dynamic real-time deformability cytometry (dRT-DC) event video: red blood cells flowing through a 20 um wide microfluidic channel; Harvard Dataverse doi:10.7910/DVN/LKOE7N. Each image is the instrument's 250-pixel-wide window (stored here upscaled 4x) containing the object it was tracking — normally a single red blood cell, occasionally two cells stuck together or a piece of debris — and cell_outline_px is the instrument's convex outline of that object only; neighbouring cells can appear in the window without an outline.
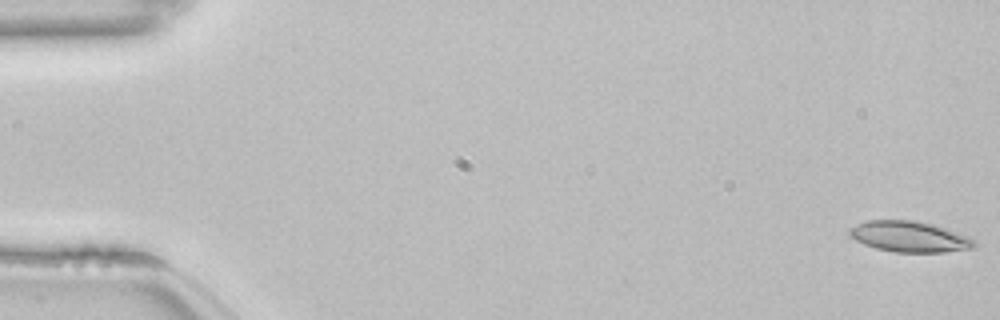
{"species": "common noctule bat (a hibernating species)", "species_latin": "Nyctalus noctula", "temperature_condition": "room temperature", "stored_images_in_passage": 15, "camera_frame_rate_fps": 3000, "um_per_image_px": 0.085, "animal": {"sex": "female", "body_mass_g": 22.7, "forearm_length_mm": 54.2}, "frame": {"image": 1, "passage_image": 1, "time_ms": 0.0, "image_size_px": [1000, 320], "cell_outline_px": [[976, 244], [972, 248], [944, 252], [892, 252], [876, 248], [864, 244], [848, 236], [848, 228], [864, 220], [916, 220], [932, 224], [968, 236], [976, 240]], "centroid_in_image_um": [77.26, 20.11], "position_along_channel_um": 7.7, "area_um2": 22.54}}
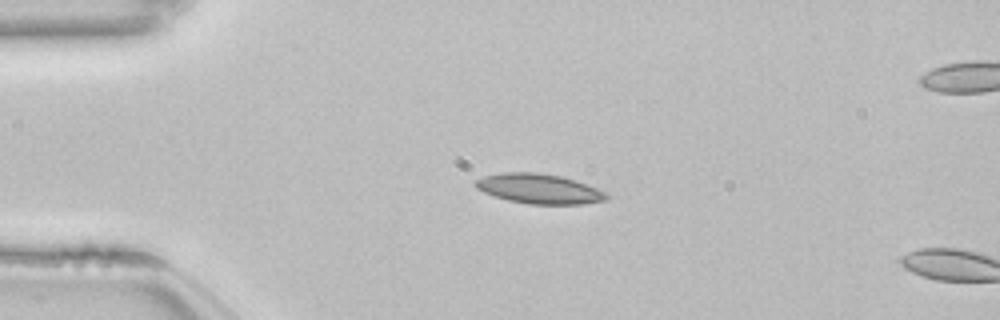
{"frame": {"image": 2, "passage_image": 13, "time_ms": 4.0, "image_size_px": [1000, 320], "cell_outline_px": [[608, 196], [604, 200], [584, 204], [528, 204], [508, 200], [484, 192], [476, 188], [472, 184], [476, 180], [484, 176], [500, 172], [536, 172], [560, 176], [576, 180], [596, 188], [604, 192]], "centroid_in_image_um": [45.78, 16.03], "position_along_channel_um": 39.2, "area_um2": 22.66}}